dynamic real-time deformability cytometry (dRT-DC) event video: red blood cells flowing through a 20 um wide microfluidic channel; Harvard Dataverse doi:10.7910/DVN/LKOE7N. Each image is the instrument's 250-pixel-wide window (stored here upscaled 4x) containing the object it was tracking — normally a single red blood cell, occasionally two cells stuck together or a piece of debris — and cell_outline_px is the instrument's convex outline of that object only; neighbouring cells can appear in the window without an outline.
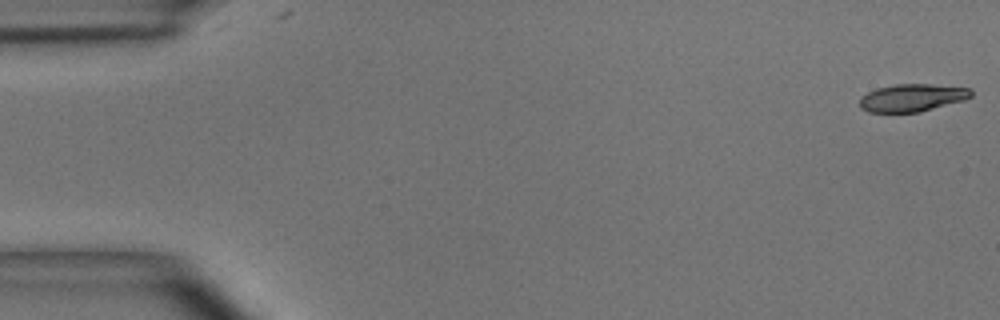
{"species": "common noctule bat (a hibernating species)", "species_latin": "Nyctalus noctula", "temperature_condition": "room temperature", "stored_images_in_passage": 4, "camera_frame_rate_fps": 3000, "um_per_image_px": 0.085, "animal": {"sex": "male", "body_mass_g": 15.6}, "frame": {"image": 1, "passage_image": 1, "time_ms": 0.0, "image_size_px": [1000, 320], "cell_outline_px": [[972, 96], [964, 100], [920, 112], [868, 112], [860, 108], [860, 96], [876, 88], [896, 84], [928, 84], [972, 88]], "centroid_in_image_um": [77.53, 8.3], "position_along_channel_um": 7.5, "area_um2": 17.98}}